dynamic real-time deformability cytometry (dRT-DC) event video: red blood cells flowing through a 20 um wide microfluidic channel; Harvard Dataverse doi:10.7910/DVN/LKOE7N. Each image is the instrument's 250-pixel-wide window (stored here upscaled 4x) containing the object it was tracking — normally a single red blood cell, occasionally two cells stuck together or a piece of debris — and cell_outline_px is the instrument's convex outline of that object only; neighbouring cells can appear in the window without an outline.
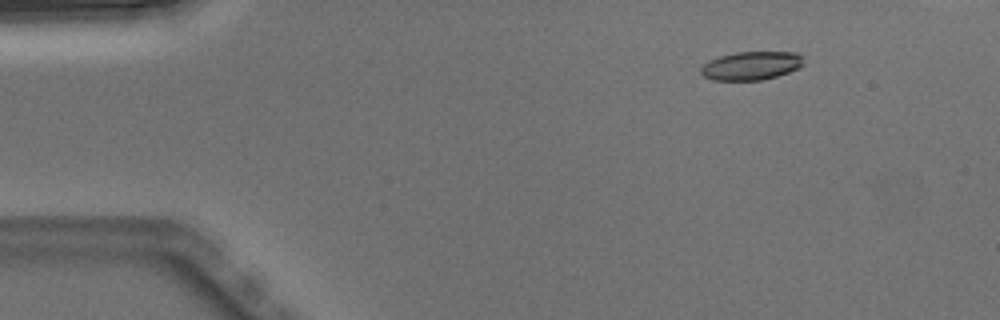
{"species": "Egyptian fruit bat (a non-hibernating species)", "species_latin": "Rousettus aegyptiacus", "temperature_condition": "warm", "stored_images_in_passage": 4, "camera_frame_rate_fps": 3000, "um_per_image_px": 0.085, "animal": {"sex": "male"}, "frame": {"image": 1, "passage_image": 2, "time_ms": 0.333, "image_size_px": [1000, 320], "cell_outline_px": [[804, 64], [788, 72], [776, 76], [760, 80], [712, 80], [704, 76], [700, 72], [700, 68], [708, 60], [720, 56], [736, 52], [796, 52], [804, 56]], "centroid_in_image_um": [63.85, 5.57], "position_along_channel_um": 21.2, "area_um2": 17.05}}
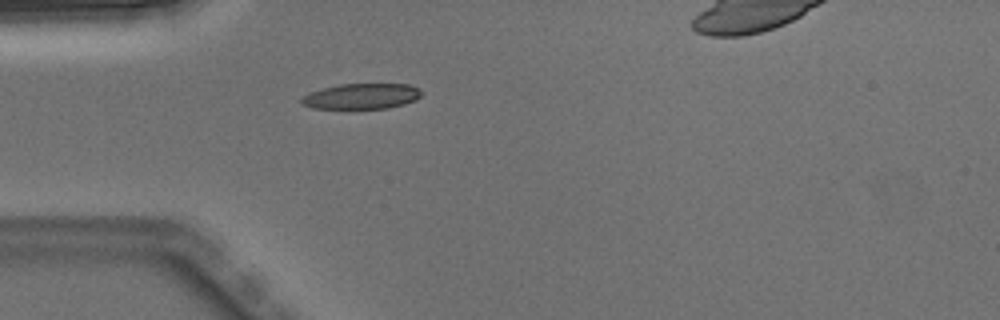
{"frame": {"image": 2, "passage_image": 4, "time_ms": 1.0, "image_size_px": [1000, 320], "cell_outline_px": [[424, 92], [416, 100], [404, 104], [388, 108], [312, 108], [300, 104], [300, 100], [308, 92], [340, 84], [408, 84], [420, 88]], "centroid_in_image_um": [30.75, 8.17], "position_along_channel_um": 54.2, "area_um2": 17.92}}